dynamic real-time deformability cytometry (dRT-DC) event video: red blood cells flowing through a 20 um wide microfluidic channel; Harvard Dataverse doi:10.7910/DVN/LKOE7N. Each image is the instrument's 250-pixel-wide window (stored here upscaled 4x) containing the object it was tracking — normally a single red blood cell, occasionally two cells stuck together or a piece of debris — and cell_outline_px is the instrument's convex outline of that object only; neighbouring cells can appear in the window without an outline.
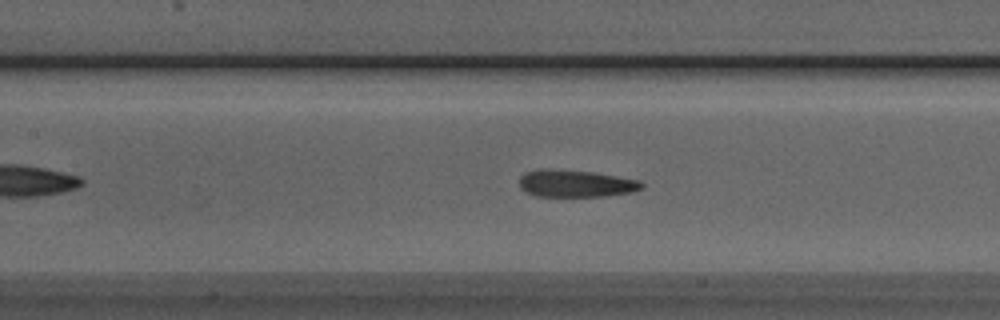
{"species": "Egyptian fruit bat (a non-hibernating species)", "species_latin": "Rousettus aegyptiacus", "temperature_condition": "room temperature", "stored_images_in_passage": 45, "camera_frame_rate_fps": 3000, "um_per_image_px": 0.085, "animal": {"sex": "male"}, "frame": {"image": 1, "passage_image": 16, "time_ms": 5.0, "image_size_px": [1000, 320], "cell_outline_px": [[644, 188], [632, 192], [604, 196], [536, 196], [520, 188], [520, 176], [524, 172], [540, 168], [548, 168], [592, 172], [640, 180], [644, 184]], "centroid_in_image_um": [48.93, 15.59], "position_along_channel_um": 158.5, "area_um2": 19.48}}
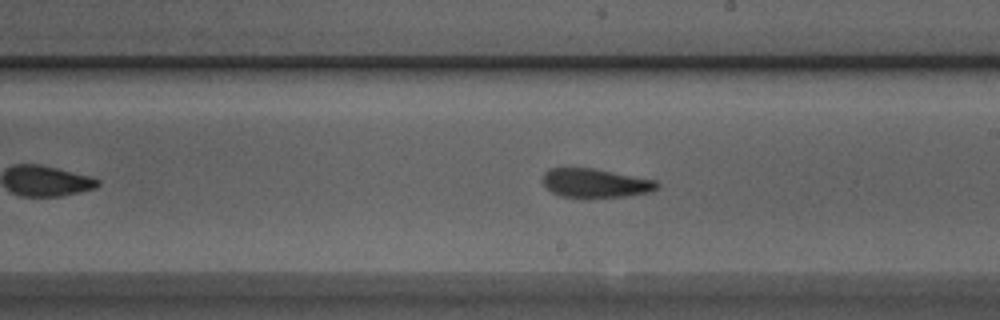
{"frame": {"image": 2, "passage_image": 22, "time_ms": 7.0, "image_size_px": [1000, 320], "cell_outline_px": [[660, 188], [652, 192], [624, 196], [560, 196], [552, 192], [540, 180], [544, 172], [548, 168], [592, 168], [656, 180], [660, 184]], "centroid_in_image_um": [50.61, 15.54], "position_along_channel_um": 238.4, "area_um2": 19.07}}
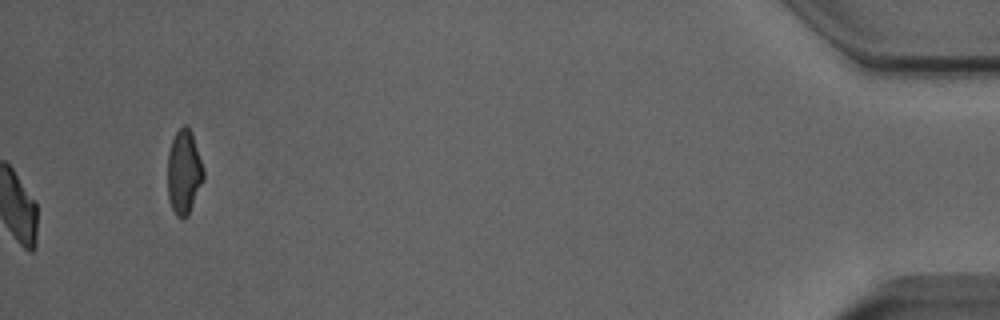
{"frame": {"image": 3, "passage_image": 45, "time_ms": 14.667, "image_size_px": [1000, 320], "cell_outline_px": [[204, 180], [188, 216], [184, 220], [180, 220], [176, 216], [172, 208], [168, 196], [168, 152], [172, 140], [176, 132], [184, 124], [188, 124], [192, 132], [204, 168]], "centroid_in_image_um": [15.65, 14.64], "position_along_channel_um": 419.5, "area_um2": 17.98}, "authors_computed_cell_mechanics": {"area_um2": 19.8254, "velocity_mm_per_s": 4.0147, "shape_relaxation_time_tau1_ms": null, "shape_relaxation_time_tau2_ms": 2.7331, "deformation_change_tau1": null, "deformation_change_tau2": 0.1028}}